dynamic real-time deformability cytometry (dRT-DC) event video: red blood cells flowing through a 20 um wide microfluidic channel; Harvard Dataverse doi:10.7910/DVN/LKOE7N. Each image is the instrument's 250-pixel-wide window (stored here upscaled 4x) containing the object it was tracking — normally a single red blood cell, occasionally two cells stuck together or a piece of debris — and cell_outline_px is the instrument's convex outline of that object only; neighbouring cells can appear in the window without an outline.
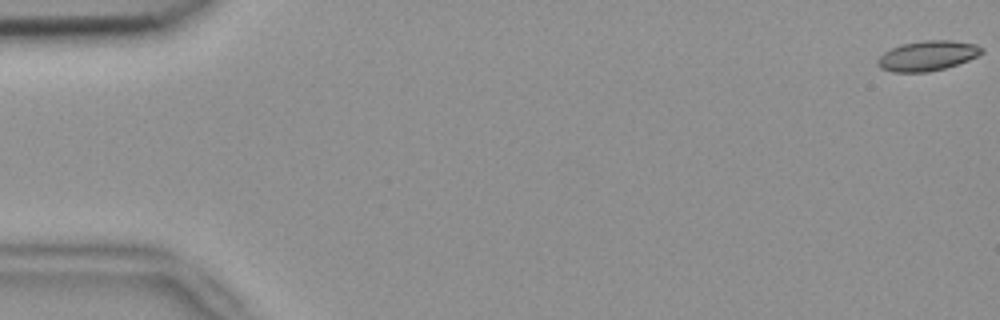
{"species": "common noctule bat (a hibernating species)", "species_latin": "Nyctalus noctula", "temperature_condition": "room temperature", "stored_images_in_passage": 42, "camera_frame_rate_fps": 3000, "um_per_image_px": 0.085, "animal": {"sex": "female", "body_mass_g": 18.4}, "frame": {"image": 1, "passage_image": 1, "time_ms": 0.0, "image_size_px": [1000, 320], "cell_outline_px": [[984, 52], [968, 60], [944, 68], [928, 72], [892, 72], [880, 68], [876, 64], [876, 60], [884, 52], [900, 44], [924, 40], [952, 40], [976, 44], [984, 48]], "centroid_in_image_um": [78.82, 4.73], "position_along_channel_um": 6.2, "area_um2": 18.26}}
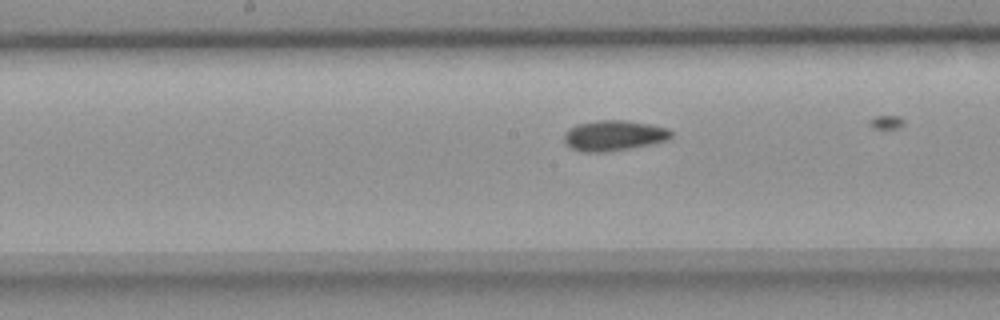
{"frame": {"image": 2, "passage_image": 28, "time_ms": 9.0, "image_size_px": [1000, 320], "cell_outline_px": [[672, 136], [668, 140], [652, 144], [604, 152], [584, 152], [572, 148], [564, 144], [564, 132], [568, 128], [576, 124], [596, 120], [624, 120], [648, 124], [668, 128], [672, 132]], "centroid_in_image_um": [52.14, 11.51], "position_along_channel_um": 196.1, "area_um2": 19.07}}
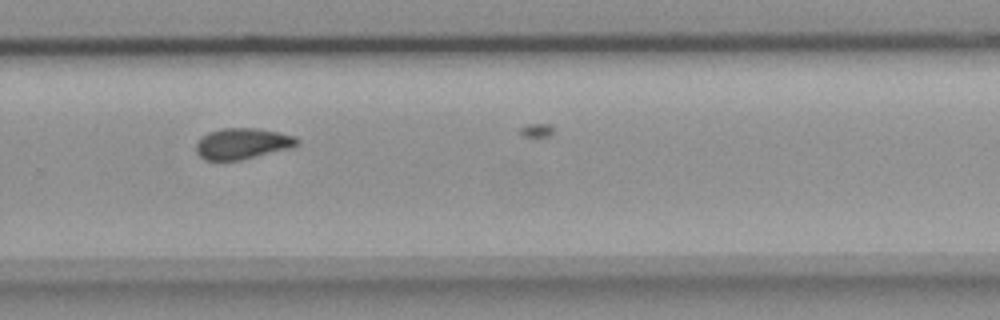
{"frame": {"image": 3, "passage_image": 37, "time_ms": 12.0, "image_size_px": [1000, 320], "cell_outline_px": [[300, 144], [288, 148], [240, 160], [204, 160], [196, 152], [196, 144], [208, 132], [224, 128], [256, 128], [296, 136], [300, 140]], "centroid_in_image_um": [20.61, 12.2], "position_along_channel_um": 309.2, "area_um2": 17.98}}